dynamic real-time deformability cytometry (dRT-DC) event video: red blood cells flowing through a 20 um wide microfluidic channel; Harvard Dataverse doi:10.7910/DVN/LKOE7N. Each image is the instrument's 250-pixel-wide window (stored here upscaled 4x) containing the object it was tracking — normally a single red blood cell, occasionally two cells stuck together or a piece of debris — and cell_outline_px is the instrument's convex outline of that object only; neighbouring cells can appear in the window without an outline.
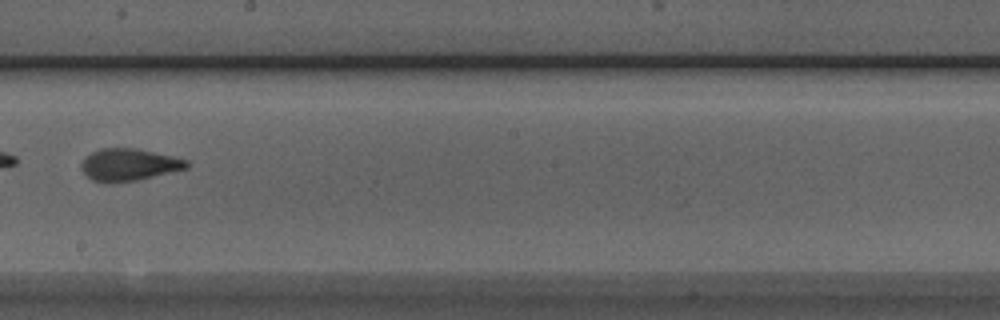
{"species": "Egyptian fruit bat (a non-hibernating species)", "species_latin": "Rousettus aegyptiacus", "temperature_condition": "room temperature", "stored_images_in_passage": 8, "camera_frame_rate_fps": 3000, "um_per_image_px": 0.085, "animal": {"sex": "male"}, "frame": {"image": 1, "passage_image": 8, "time_ms": 2.333, "image_size_px": [1000, 320], "cell_outline_px": [[188, 168], [136, 180], [108, 184], [104, 184], [92, 180], [84, 172], [80, 164], [92, 152], [100, 148], [136, 148], [172, 156], [188, 160]], "centroid_in_image_um": [10.94, 14.01], "position_along_channel_um": 237.3, "area_um2": 19.65}}